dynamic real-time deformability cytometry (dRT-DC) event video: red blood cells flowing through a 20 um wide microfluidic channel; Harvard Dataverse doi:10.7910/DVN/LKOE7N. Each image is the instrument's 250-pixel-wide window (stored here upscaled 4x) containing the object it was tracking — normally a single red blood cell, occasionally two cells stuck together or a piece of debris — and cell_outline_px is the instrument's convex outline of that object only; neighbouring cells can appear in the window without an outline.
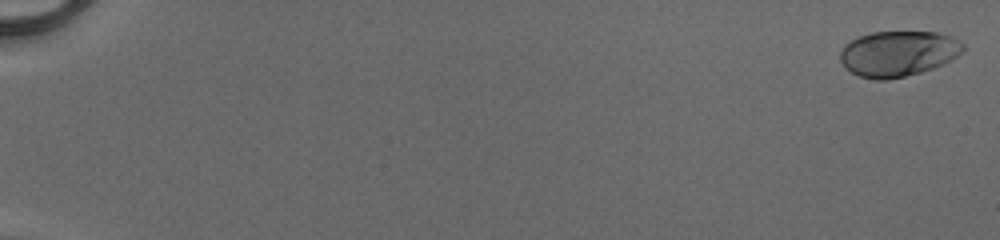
{"species": "human", "species_latin": "Homo sapiens", "temperature_condition": "cold", "stored_images_in_passage": 52, "camera_frame_rate_fps": 3000, "um_per_image_px": 0.085, "donor": {"sex": "male"}, "frame": {"image": 1, "passage_image": 1, "time_ms": 0.0, "image_size_px": [1000, 240], "cell_outline_px": [[964, 52], [952, 60], [944, 64], [920, 72], [888, 80], [876, 80], [860, 76], [844, 68], [840, 60], [840, 52], [844, 44], [860, 36], [872, 32], [940, 32], [952, 36], [960, 40], [964, 44]], "centroid_in_image_um": [76.37, 4.55], "position_along_channel_um": 8.6, "area_um2": 32.89}}
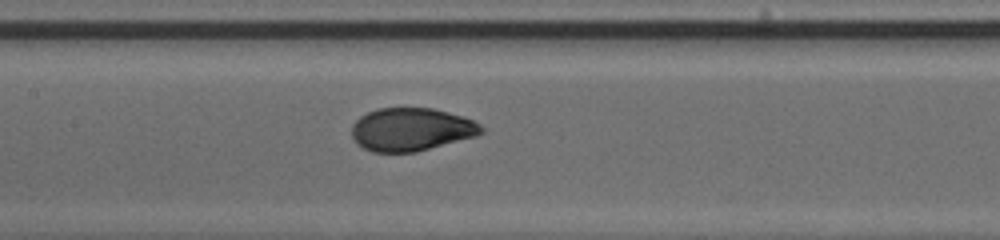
{"frame": {"image": 2, "passage_image": 28, "time_ms": 9.0, "image_size_px": [1000, 240], "cell_outline_px": [[484, 132], [476, 136], [416, 152], [372, 152], [356, 144], [352, 136], [352, 124], [360, 116], [376, 108], [432, 108], [464, 116], [480, 124], [484, 128]], "centroid_in_image_um": [34.95, 11.0], "position_along_channel_um": 172.4, "area_um2": 32.66}}
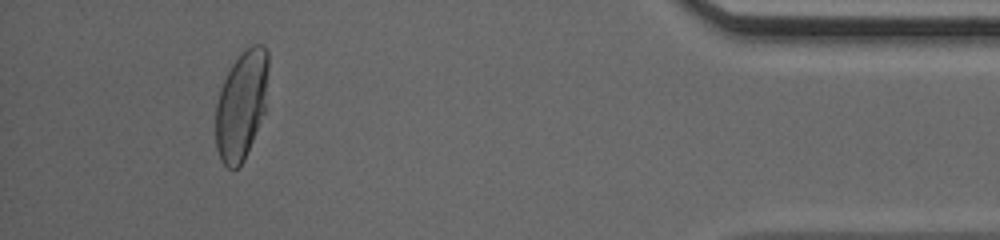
{"frame": {"image": 3, "passage_image": 49, "time_ms": 16.0, "image_size_px": [1000, 240], "cell_outline_px": [[268, 68], [264, 112], [244, 160], [236, 168], [228, 168], [220, 160], [216, 148], [216, 104], [220, 88], [232, 64], [240, 52], [252, 44], [264, 44], [268, 52]], "centroid_in_image_um": [20.51, 8.89], "position_along_channel_um": 414.7, "area_um2": 33.29}, "authors_computed_cell_mechanics": {"area_um2": 33.0038, "velocity_mm_per_s": 4.1391, "shape_relaxation_time_tau1_ms": 2.4098, "shape_relaxation_time_tau2_ms": null, "deformation_change_tau1": 0.1569, "deformation_change_tau2": null}}